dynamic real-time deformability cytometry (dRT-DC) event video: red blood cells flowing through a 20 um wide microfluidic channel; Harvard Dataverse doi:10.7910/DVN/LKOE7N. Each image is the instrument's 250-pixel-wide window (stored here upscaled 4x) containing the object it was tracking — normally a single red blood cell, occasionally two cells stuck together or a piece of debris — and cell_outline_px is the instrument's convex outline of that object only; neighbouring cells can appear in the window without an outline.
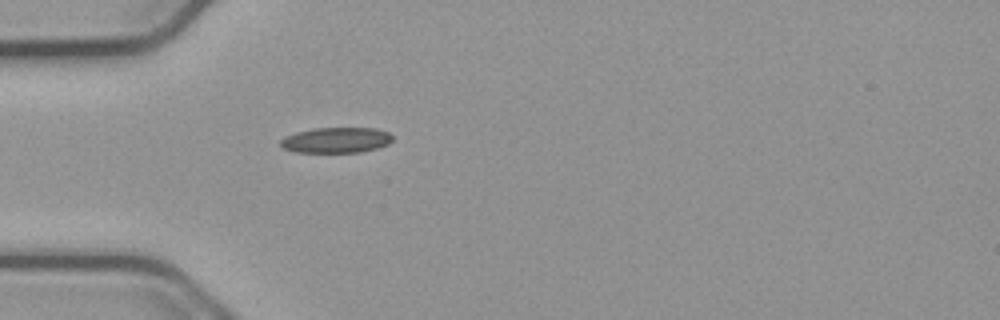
{"species": "common noctule bat (a hibernating species)", "species_latin": "Nyctalus noctula", "temperature_condition": "cold", "stored_images_in_passage": 39, "camera_frame_rate_fps": 3000, "um_per_image_px": 0.085, "animal": {"sex": "male", "body_mass_g": 23.1, "forearm_length_mm": 52.7}, "frame": {"image": 1, "passage_image": 1, "time_ms": 0.0, "image_size_px": [1000, 320], "cell_outline_px": [[392, 140], [388, 144], [376, 148], [360, 152], [296, 152], [284, 148], [280, 144], [280, 140], [284, 136], [296, 132], [312, 128], [376, 128], [388, 132], [392, 136]], "centroid_in_image_um": [28.56, 11.9], "position_along_channel_um": 56.4, "area_um2": 16.65}}
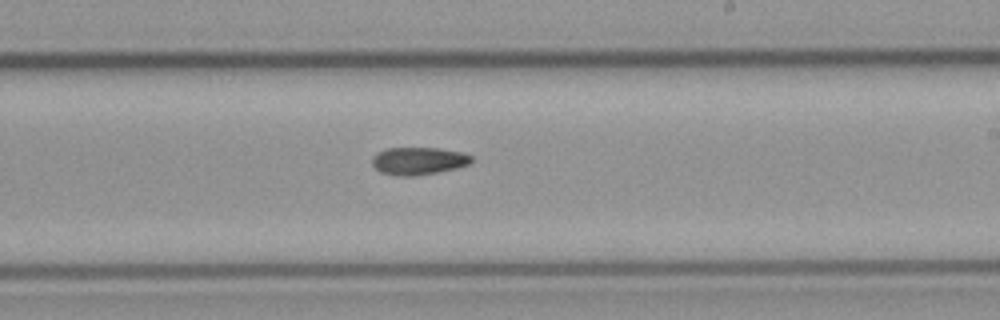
{"frame": {"image": 2, "passage_image": 17, "time_ms": 5.333, "image_size_px": [1000, 320], "cell_outline_px": [[472, 160], [468, 164], [456, 168], [436, 172], [412, 176], [396, 176], [380, 172], [372, 164], [372, 156], [376, 152], [384, 148], [440, 148], [464, 152], [472, 156]], "centroid_in_image_um": [35.54, 13.66], "position_along_channel_um": 253.5, "area_um2": 16.07}}
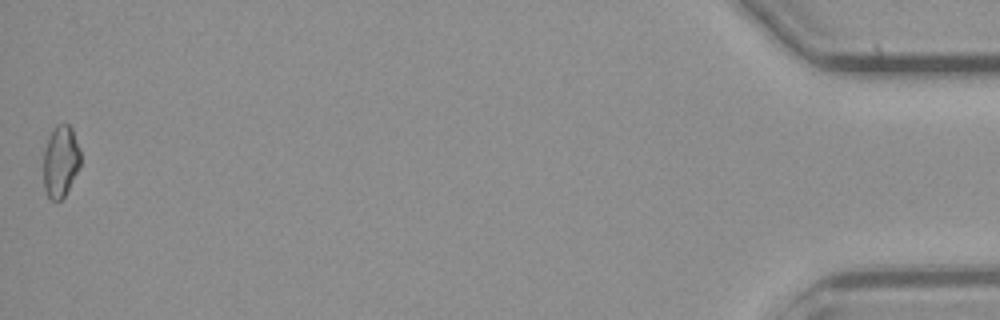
{"frame": {"image": 3, "passage_image": 39, "time_ms": 12.667, "image_size_px": [1000, 320], "cell_outline_px": [[80, 168], [64, 196], [60, 200], [52, 200], [48, 196], [44, 188], [44, 152], [48, 136], [56, 124], [68, 124], [72, 128], [80, 148]], "centroid_in_image_um": [5.16, 13.69], "position_along_channel_um": 430.0, "area_um2": 15.55}}